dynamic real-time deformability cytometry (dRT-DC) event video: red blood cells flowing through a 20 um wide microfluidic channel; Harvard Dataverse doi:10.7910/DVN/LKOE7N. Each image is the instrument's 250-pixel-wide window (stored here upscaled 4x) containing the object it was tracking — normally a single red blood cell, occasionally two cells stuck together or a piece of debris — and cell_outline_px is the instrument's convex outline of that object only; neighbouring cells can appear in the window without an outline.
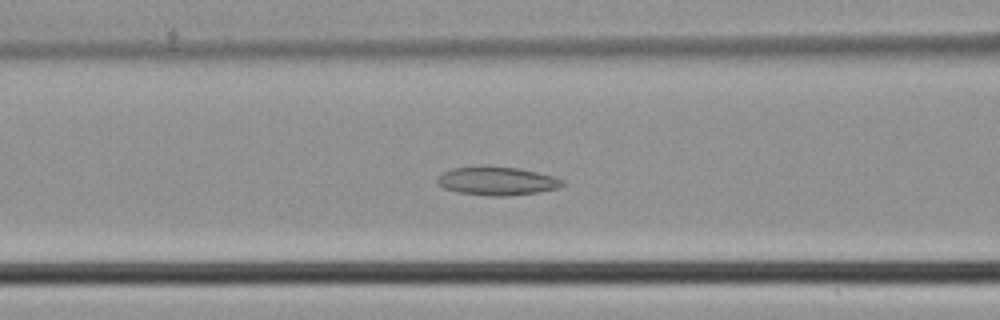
{"species": "common noctule bat (a hibernating species)", "species_latin": "Nyctalus noctula", "temperature_condition": "cold", "stored_images_in_passage": 41, "camera_frame_rate_fps": 3000, "um_per_image_px": 0.085, "animal": {"sex": "male", "body_mass_g": 21.5, "forearm_length_mm": 52.0}, "frame": {"image": 1, "passage_image": 14, "time_ms": 4.333, "image_size_px": [1000, 320], "cell_outline_px": [[564, 184], [560, 188], [536, 192], [504, 196], [488, 196], [456, 192], [444, 188], [436, 184], [436, 180], [444, 172], [452, 168], [520, 168], [552, 176], [564, 180]], "centroid_in_image_um": [42.25, 15.42], "position_along_channel_um": 124.3, "area_um2": 20.17}}
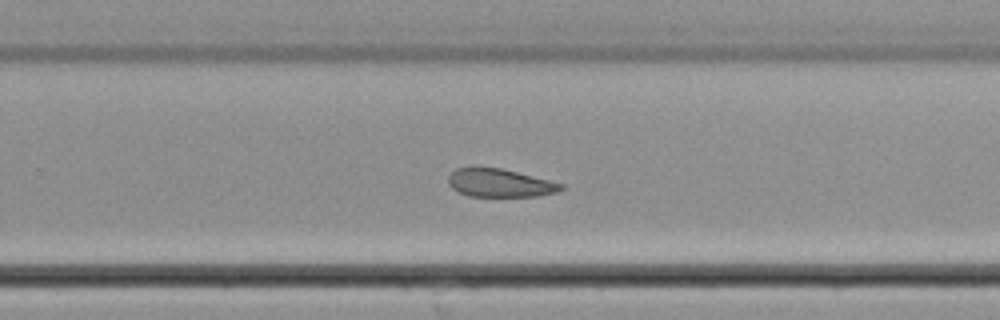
{"frame": {"image": 2, "passage_image": 25, "time_ms": 8.0, "image_size_px": [1000, 320], "cell_outline_px": [[564, 188], [556, 192], [536, 196], [468, 196], [452, 188], [448, 184], [448, 176], [456, 168], [500, 168], [564, 184]], "centroid_in_image_um": [42.47, 15.56], "position_along_channel_um": 287.3, "area_um2": 18.15}}
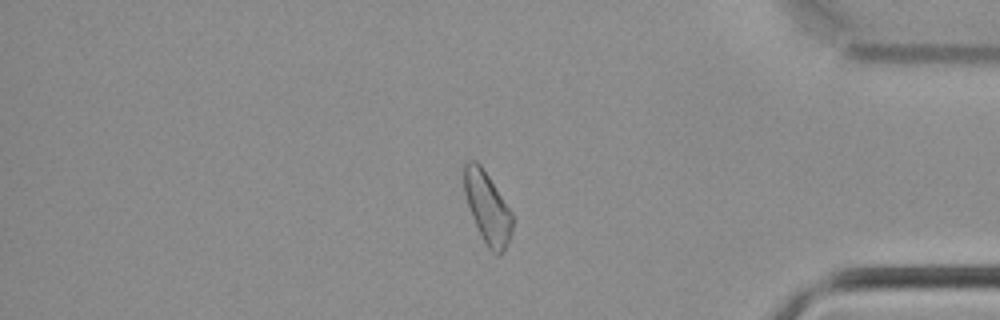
{"frame": {"image": 3, "passage_image": 34, "time_ms": 11.0, "image_size_px": [1000, 320], "cell_outline_px": [[512, 228], [508, 244], [500, 256], [496, 256], [488, 248], [472, 216], [464, 192], [464, 164], [468, 160], [476, 160], [480, 164], [512, 212]], "centroid_in_image_um": [41.43, 17.66], "position_along_channel_um": 393.8, "area_um2": 19.77}}